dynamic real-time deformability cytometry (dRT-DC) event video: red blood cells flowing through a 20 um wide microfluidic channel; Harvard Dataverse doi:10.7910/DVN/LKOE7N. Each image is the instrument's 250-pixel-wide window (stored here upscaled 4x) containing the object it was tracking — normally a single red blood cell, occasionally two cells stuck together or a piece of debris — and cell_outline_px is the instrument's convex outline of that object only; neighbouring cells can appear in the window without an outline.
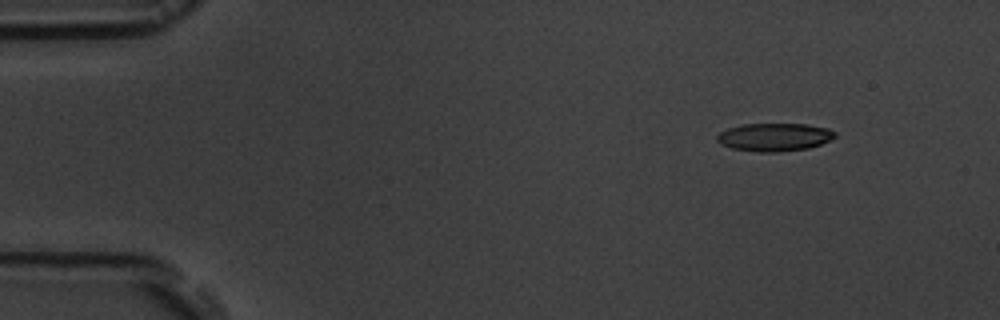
{"species": "common noctule bat (a hibernating species)", "species_latin": "Nyctalus noctula", "temperature_condition": "room temperature", "stored_images_in_passage": 3, "camera_frame_rate_fps": 3000, "um_per_image_px": 0.085, "animal": {"sex": "male", "body_mass_g": 19.5, "forearm_length_mm": 54.6}, "frame": {"image": 1, "passage_image": 1, "time_ms": 0.0, "image_size_px": [1000, 320], "cell_outline_px": [[836, 136], [820, 144], [808, 148], [780, 152], [760, 152], [732, 148], [720, 144], [716, 140], [716, 136], [720, 132], [728, 128], [744, 124], [808, 124], [828, 128], [836, 132]], "centroid_in_image_um": [65.81, 11.65], "position_along_channel_um": 19.2, "area_um2": 19.25}}
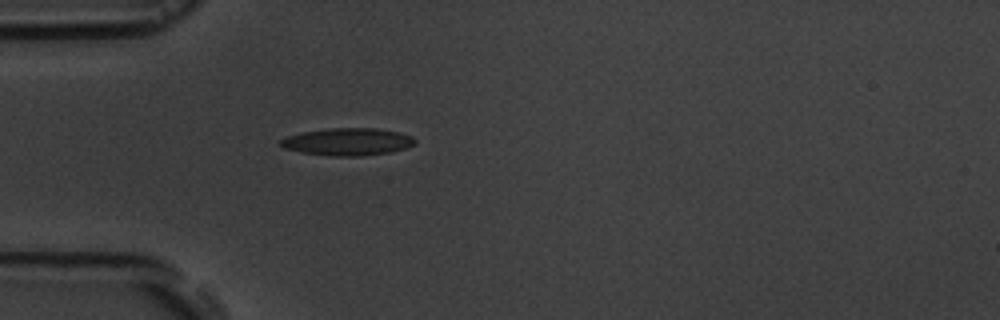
{"frame": {"image": 2, "passage_image": 3, "time_ms": 3.333, "image_size_px": [1000, 320], "cell_outline_px": [[416, 144], [392, 152], [360, 156], [332, 156], [300, 152], [284, 148], [280, 144], [280, 140], [288, 136], [300, 132], [332, 128], [376, 128], [396, 132], [412, 136], [416, 140]], "centroid_in_image_um": [29.55, 12.05], "position_along_channel_um": 55.5, "area_um2": 21.39}}